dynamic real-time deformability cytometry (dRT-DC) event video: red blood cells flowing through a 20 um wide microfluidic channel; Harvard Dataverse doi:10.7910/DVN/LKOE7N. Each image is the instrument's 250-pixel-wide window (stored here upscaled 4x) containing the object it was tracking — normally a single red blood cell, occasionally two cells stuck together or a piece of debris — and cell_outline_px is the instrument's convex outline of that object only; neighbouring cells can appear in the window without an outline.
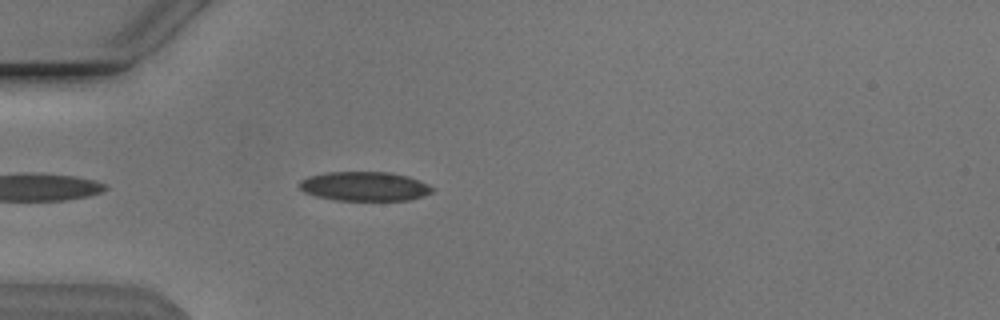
{"species": "Egyptian fruit bat (a non-hibernating species)", "species_latin": "Rousettus aegyptiacus", "temperature_condition": "cold", "stored_images_in_passage": 24, "camera_frame_rate_fps": 3000, "um_per_image_px": 0.085, "animal": {"sex": "male"}, "frame": {"image": 1, "passage_image": 1, "time_ms": 0.0, "image_size_px": [1000, 320], "cell_outline_px": [[432, 192], [424, 196], [408, 200], [336, 200], [316, 196], [304, 192], [300, 188], [300, 180], [308, 176], [328, 172], [388, 172], [408, 176], [428, 184], [432, 188]], "centroid_in_image_um": [30.98, 15.83], "position_along_channel_um": 54.0, "area_um2": 22.54}}
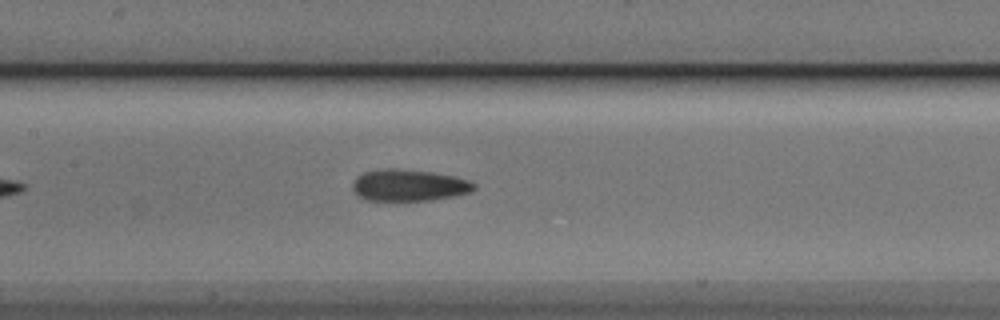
{"frame": {"image": 2, "passage_image": 11, "time_ms": 3.333, "image_size_px": [1000, 320], "cell_outline_px": [[476, 188], [472, 192], [456, 196], [428, 200], [364, 200], [352, 188], [352, 184], [364, 172], [388, 168], [392, 168], [432, 172], [452, 176], [468, 180], [476, 184]], "centroid_in_image_um": [34.8, 15.75], "position_along_channel_um": 172.6, "area_um2": 22.14}}
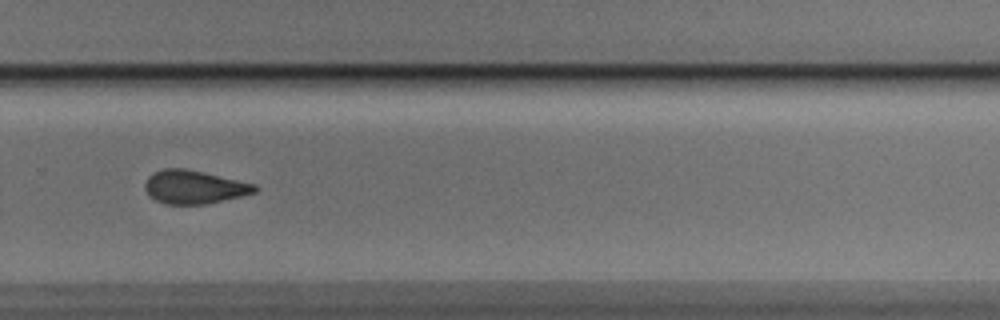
{"frame": {"image": 3, "passage_image": 22, "time_ms": 7.0, "image_size_px": [1000, 320], "cell_outline_px": [[260, 188], [256, 192], [240, 196], [204, 204], [164, 204], [148, 196], [144, 188], [144, 184], [148, 176], [164, 168], [184, 168], [204, 172], [256, 184]], "centroid_in_image_um": [16.49, 15.89], "position_along_channel_um": 313.3, "area_um2": 21.39}}